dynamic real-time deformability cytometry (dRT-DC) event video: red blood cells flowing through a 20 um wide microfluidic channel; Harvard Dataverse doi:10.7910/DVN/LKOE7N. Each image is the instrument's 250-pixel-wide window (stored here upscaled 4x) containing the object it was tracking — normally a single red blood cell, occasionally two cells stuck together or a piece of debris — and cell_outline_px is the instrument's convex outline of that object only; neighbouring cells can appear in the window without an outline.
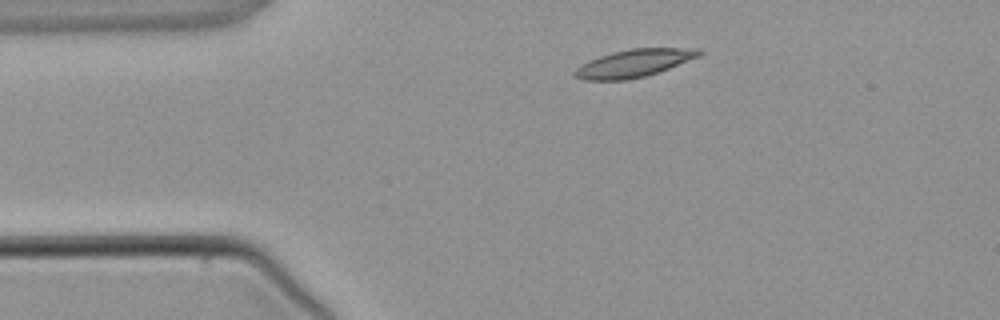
{"species": "common noctule bat (a hibernating species)", "species_latin": "Nyctalus noctula", "temperature_condition": "warm", "stored_images_in_passage": 1, "camera_frame_rate_fps": 3000, "um_per_image_px": 0.085, "animal": {"sex": "male", "body_mass_g": 21.5, "forearm_length_mm": 52.0}, "frame": {"image": 1, "passage_image": 1, "time_ms": 0.0, "image_size_px": [1000, 320], "cell_outline_px": [[704, 52], [700, 56], [668, 68], [644, 76], [628, 80], [584, 80], [576, 76], [572, 72], [580, 64], [588, 60], [612, 52], [632, 48], [700, 48]], "centroid_in_image_um": [53.87, 5.36], "position_along_channel_um": 31.1, "area_um2": 20.0}}